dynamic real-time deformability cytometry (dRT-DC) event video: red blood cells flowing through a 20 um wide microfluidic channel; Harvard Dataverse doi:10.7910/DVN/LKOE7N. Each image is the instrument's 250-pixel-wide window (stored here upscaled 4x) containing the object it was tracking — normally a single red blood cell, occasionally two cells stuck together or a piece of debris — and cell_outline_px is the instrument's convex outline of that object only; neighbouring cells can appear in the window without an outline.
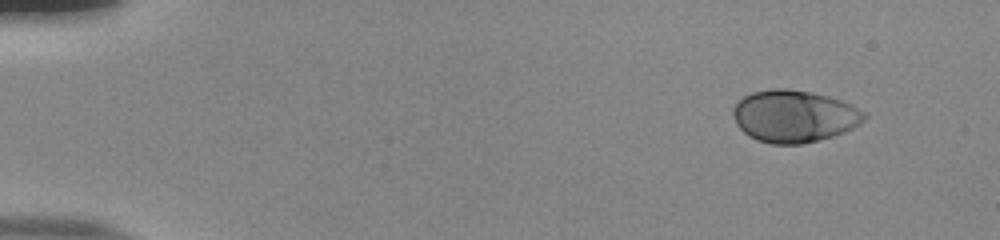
{"species": "human", "species_latin": "Homo sapiens", "temperature_condition": "room temperature", "stored_images_in_passage": 49, "camera_frame_rate_fps": 3000, "um_per_image_px": 0.085, "donor": {"sex": "male"}, "frame": {"image": 1, "passage_image": 1, "time_ms": 0.0, "image_size_px": [1000, 240], "cell_outline_px": [[868, 116], [860, 124], [844, 132], [832, 136], [800, 144], [772, 144], [756, 140], [748, 136], [736, 124], [732, 112], [732, 108], [744, 96], [752, 92], [772, 88], [788, 88], [812, 92], [828, 96], [840, 100], [864, 112]], "centroid_in_image_um": [67.47, 9.87], "position_along_channel_um": 17.5, "area_um2": 39.82}}
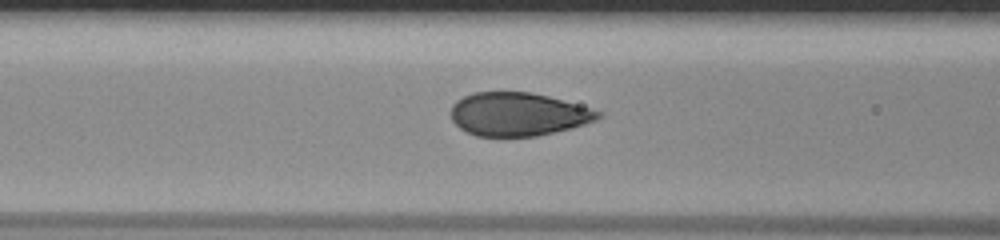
{"frame": {"image": 2, "passage_image": 19, "time_ms": 6.0, "image_size_px": [1000, 240], "cell_outline_px": [[604, 116], [596, 120], [572, 128], [536, 136], [476, 136], [460, 128], [452, 120], [452, 104], [456, 100], [464, 96], [476, 92], [532, 92], [548, 96], [604, 112]], "centroid_in_image_um": [44.06, 9.71], "position_along_channel_um": 122.5, "area_um2": 37.11}}
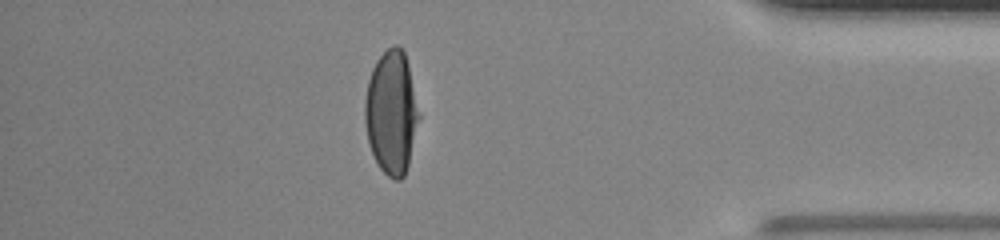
{"frame": {"image": 3, "passage_image": 43, "time_ms": 14.0, "image_size_px": [1000, 240], "cell_outline_px": [[420, 116], [408, 164], [404, 176], [400, 180], [396, 180], [388, 176], [380, 168], [368, 144], [364, 120], [364, 100], [368, 80], [372, 68], [376, 60], [388, 48], [396, 44], [404, 52], [408, 64]], "centroid_in_image_um": [33.25, 9.56], "position_along_channel_um": 401.9, "area_um2": 38.78}, "authors_computed_cell_mechanics": {"area_um2": 38.9572, "velocity_mm_per_s": 3.8705, "shape_relaxation_time_tau1_ms": 4.1396, "shape_relaxation_time_tau2_ms": null, "deformation_change_tau1": 0.215, "deformation_change_tau2": null}}